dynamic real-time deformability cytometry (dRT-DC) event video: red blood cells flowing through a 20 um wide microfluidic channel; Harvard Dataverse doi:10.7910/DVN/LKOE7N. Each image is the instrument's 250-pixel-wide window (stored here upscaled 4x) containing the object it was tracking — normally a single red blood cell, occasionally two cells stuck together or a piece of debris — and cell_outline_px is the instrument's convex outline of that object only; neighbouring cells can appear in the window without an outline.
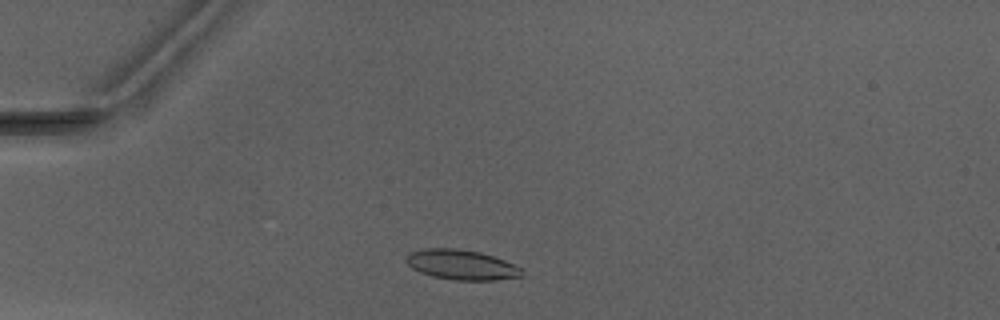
{"species": "Egyptian fruit bat (a non-hibernating species)", "species_latin": "Rousettus aegyptiacus", "temperature_condition": "warm", "stored_images_in_passage": 2, "camera_frame_rate_fps": 3000, "um_per_image_px": 0.085, "animal": {"sex": "male"}, "frame": {"image": 1, "passage_image": 1, "time_ms": 0.0, "image_size_px": [1000, 320], "cell_outline_px": [[524, 276], [496, 280], [452, 280], [432, 276], [420, 272], [412, 268], [404, 260], [412, 252], [428, 248], [456, 248], [480, 252], [504, 260], [520, 268]], "centroid_in_image_um": [39.22, 22.51], "position_along_channel_um": 45.8, "area_um2": 20.06}}